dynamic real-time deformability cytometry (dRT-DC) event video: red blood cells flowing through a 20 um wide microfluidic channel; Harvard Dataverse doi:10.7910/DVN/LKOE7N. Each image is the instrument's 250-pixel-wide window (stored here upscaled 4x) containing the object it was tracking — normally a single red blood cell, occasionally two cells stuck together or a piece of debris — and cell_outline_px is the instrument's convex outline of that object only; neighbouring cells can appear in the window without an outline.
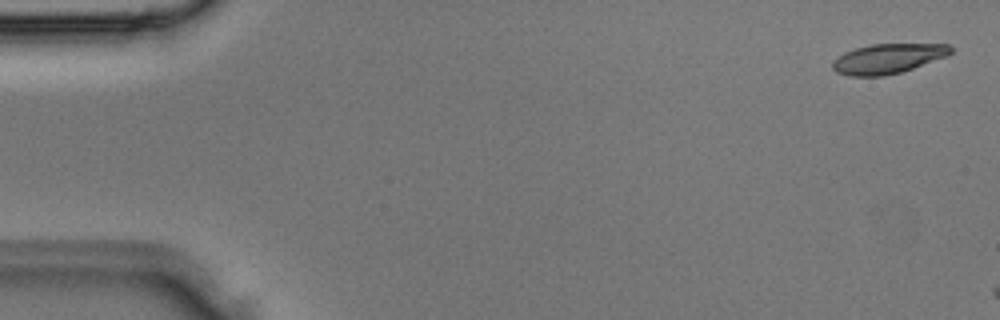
{"species": "Egyptian fruit bat (a non-hibernating species)", "species_latin": "Rousettus aegyptiacus", "temperature_condition": "room temperature", "stored_images_in_passage": 5, "camera_frame_rate_fps": 3000, "um_per_image_px": 0.085, "animal": {"sex": "male"}, "frame": {"image": 1, "passage_image": 1, "time_ms": 0.0, "image_size_px": [1000, 320], "cell_outline_px": [[952, 52], [944, 56], [912, 68], [900, 72], [884, 76], [848, 76], [836, 72], [832, 68], [832, 60], [844, 52], [856, 48], [872, 44], [948, 44], [952, 48]], "centroid_in_image_um": [75.39, 4.98], "position_along_channel_um": 9.6, "area_um2": 20.29}}